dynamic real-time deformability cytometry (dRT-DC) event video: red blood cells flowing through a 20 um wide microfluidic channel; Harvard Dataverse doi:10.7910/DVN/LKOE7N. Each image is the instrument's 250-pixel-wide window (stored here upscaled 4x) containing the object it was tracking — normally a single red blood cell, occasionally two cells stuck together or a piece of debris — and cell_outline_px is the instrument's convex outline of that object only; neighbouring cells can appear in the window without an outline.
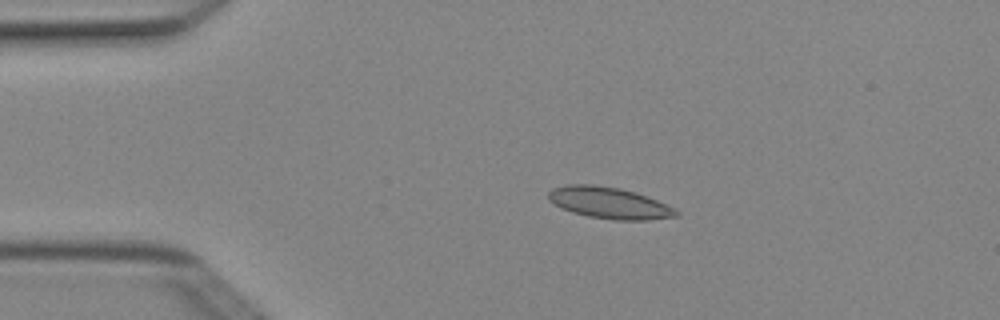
{"species": "Egyptian fruit bat (a non-hibernating species)", "species_latin": "Rousettus aegyptiacus", "temperature_condition": "cold", "stored_images_in_passage": 2, "camera_frame_rate_fps": 3000, "um_per_image_px": 0.085, "animal": {"sex": "female"}, "frame": {"image": 1, "passage_image": 1, "time_ms": 0.0, "image_size_px": [1000, 320], "cell_outline_px": [[680, 216], [648, 220], [616, 220], [588, 216], [572, 212], [560, 208], [548, 200], [548, 192], [552, 188], [568, 184], [592, 184], [620, 188], [636, 192], [648, 196], [680, 212]], "centroid_in_image_um": [51.76, 17.24], "position_along_channel_um": 33.2, "area_um2": 23.52}}